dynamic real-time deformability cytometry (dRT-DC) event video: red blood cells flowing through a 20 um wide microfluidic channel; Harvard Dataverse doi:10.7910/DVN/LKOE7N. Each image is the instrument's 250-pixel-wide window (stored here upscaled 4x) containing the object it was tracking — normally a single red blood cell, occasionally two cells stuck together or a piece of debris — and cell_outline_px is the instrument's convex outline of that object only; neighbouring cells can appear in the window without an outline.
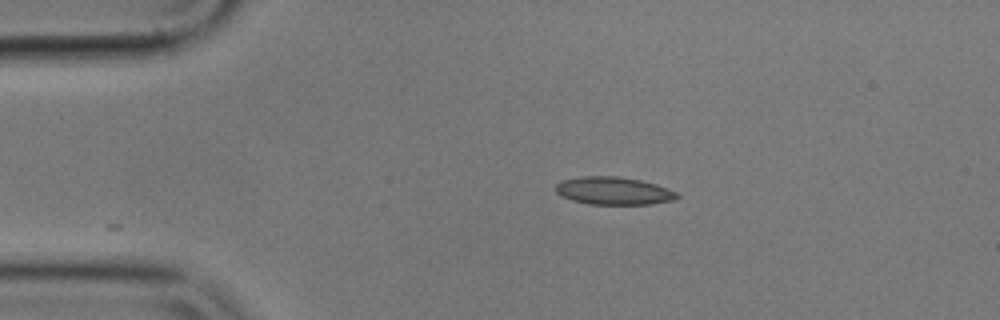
{"species": "common noctule bat (a hibernating species)", "species_latin": "Nyctalus noctula", "temperature_condition": "cold", "stored_images_in_passage": 25, "camera_frame_rate_fps": 3000, "um_per_image_px": 0.085, "animal": {"sex": "male", "body_mass_g": 17.9}, "frame": {"image": 1, "passage_image": 1, "time_ms": 0.0, "image_size_px": [1000, 320], "cell_outline_px": [[680, 196], [676, 200], [652, 204], [588, 204], [572, 200], [556, 192], [556, 184], [564, 180], [580, 176], [620, 176], [640, 180], [656, 184], [676, 192]], "centroid_in_image_um": [52.19, 16.22], "position_along_channel_um": 32.8, "area_um2": 19.59}}
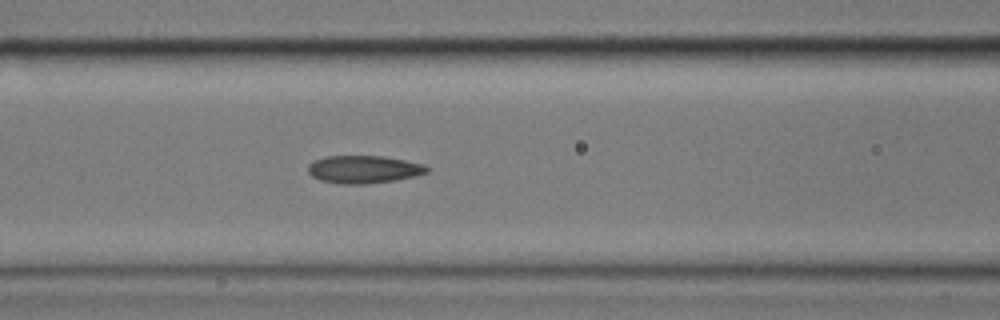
{"frame": {"image": 2, "passage_image": 13, "time_ms": 4.0, "image_size_px": [1000, 320], "cell_outline_px": [[432, 168], [428, 172], [416, 176], [396, 180], [364, 184], [340, 184], [320, 180], [312, 176], [308, 172], [308, 164], [312, 160], [324, 156], [380, 156], [404, 160], [424, 164]], "centroid_in_image_um": [30.92, 14.39], "position_along_channel_um": 135.7, "area_um2": 19.42}}
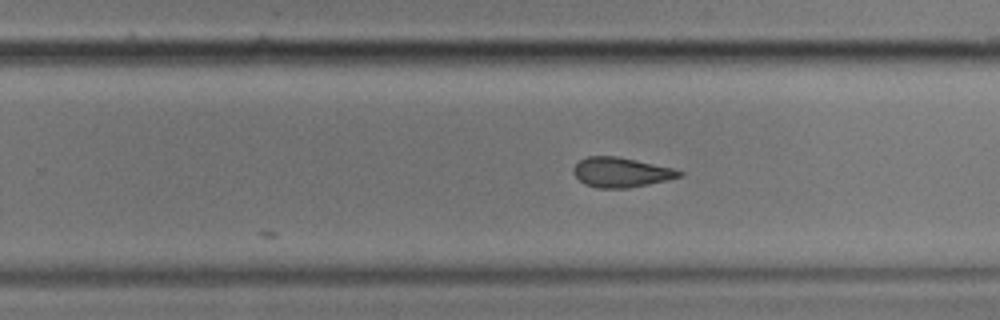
{"frame": {"image": 3, "passage_image": 25, "time_ms": 8.0, "image_size_px": [1000, 320], "cell_outline_px": [[684, 172], [680, 176], [668, 180], [628, 188], [596, 188], [584, 184], [572, 172], [572, 168], [580, 160], [588, 156], [616, 156], [676, 168]], "centroid_in_image_um": [52.79, 14.65], "position_along_channel_um": 277.0, "area_um2": 18.44}}